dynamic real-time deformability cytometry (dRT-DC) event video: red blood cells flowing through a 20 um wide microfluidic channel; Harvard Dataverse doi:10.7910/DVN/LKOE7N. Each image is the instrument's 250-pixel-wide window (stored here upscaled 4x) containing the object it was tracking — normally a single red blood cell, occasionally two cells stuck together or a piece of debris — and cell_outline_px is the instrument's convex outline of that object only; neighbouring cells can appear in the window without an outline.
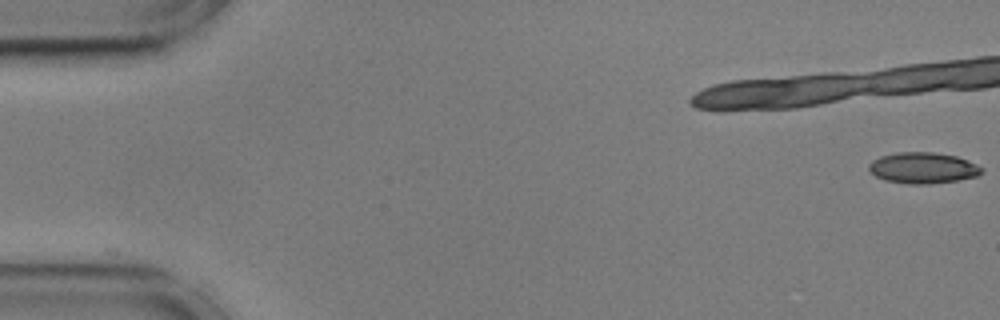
{"species": "common noctule bat (a hibernating species)", "species_latin": "Nyctalus noctula", "temperature_condition": "cold", "stored_images_in_passage": 33, "camera_frame_rate_fps": 3000, "um_per_image_px": 0.085, "animal": {"sex": "male", "body_mass_g": 17.9, "forearm_length_mm": 54.2}, "frame": {"image": 1, "passage_image": 1, "time_ms": 0.0, "image_size_px": [1000, 320], "cell_outline_px": [[984, 172], [976, 176], [956, 180], [928, 184], [908, 184], [884, 180], [876, 176], [868, 168], [868, 164], [872, 160], [880, 156], [896, 152], [932, 152], [956, 156], [968, 160], [984, 168]], "centroid_in_image_um": [78.44, 14.27], "position_along_channel_um": 6.6, "area_um2": 20.46}}